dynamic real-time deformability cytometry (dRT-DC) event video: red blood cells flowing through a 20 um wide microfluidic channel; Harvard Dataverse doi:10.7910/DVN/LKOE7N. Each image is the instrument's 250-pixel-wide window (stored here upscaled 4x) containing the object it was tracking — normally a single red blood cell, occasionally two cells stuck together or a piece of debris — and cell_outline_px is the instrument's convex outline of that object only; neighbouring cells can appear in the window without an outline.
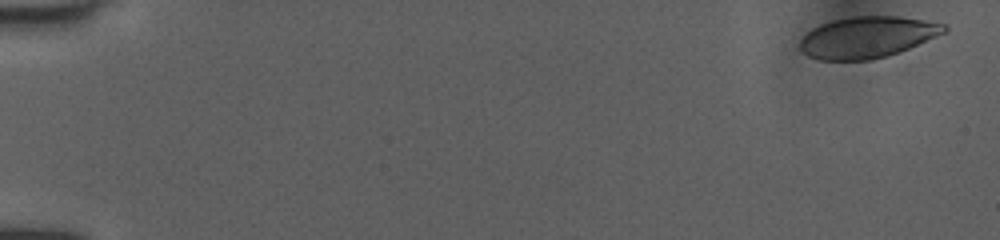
{"species": "human", "species_latin": "Homo sapiens", "temperature_condition": "room temperature", "stored_images_in_passage": 17, "camera_frame_rate_fps": 3000, "um_per_image_px": 0.085, "donor": {"sex": "female"}, "frame": {"image": 1, "passage_image": 1, "time_ms": 0.0, "image_size_px": [1000, 240], "cell_outline_px": [[948, 28], [944, 32], [936, 36], [900, 52], [888, 56], [872, 60], [820, 60], [808, 56], [800, 48], [800, 40], [812, 28], [820, 24], [852, 16], [900, 16], [948, 24]], "centroid_in_image_um": [73.74, 3.16], "position_along_channel_um": 11.3, "area_um2": 34.68}}
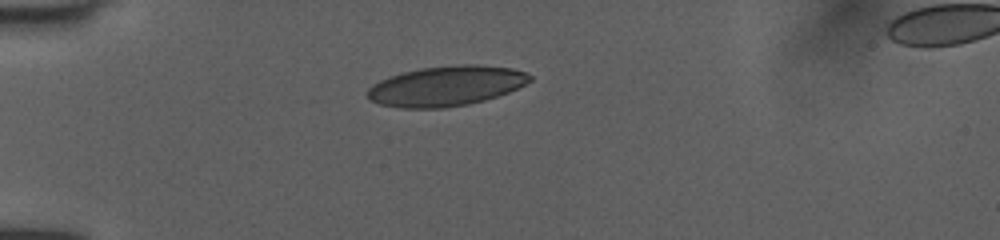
{"frame": {"image": 2, "passage_image": 12, "time_ms": 3.667, "image_size_px": [1000, 240], "cell_outline_px": [[532, 80], [508, 92], [484, 100], [468, 104], [444, 108], [400, 108], [380, 104], [372, 100], [368, 96], [368, 88], [372, 84], [388, 76], [420, 68], [460, 64], [476, 64], [512, 68], [524, 72], [532, 76]], "centroid_in_image_um": [37.91, 7.3], "position_along_channel_um": 47.1, "area_um2": 37.74}}
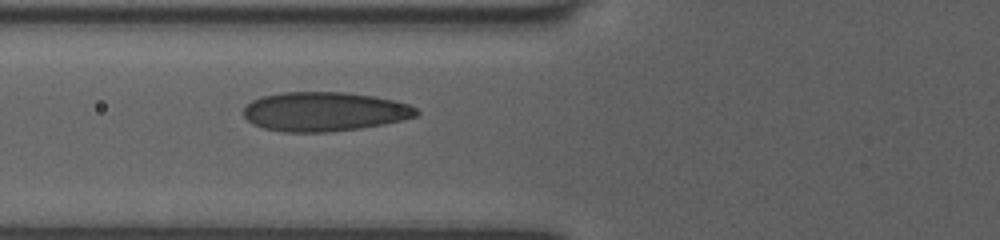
{"frame": {"image": 3, "passage_image": 17, "time_ms": 5.333, "image_size_px": [1000, 240], "cell_outline_px": [[420, 112], [416, 116], [384, 124], [360, 128], [328, 132], [284, 132], [264, 128], [252, 124], [244, 116], [244, 108], [252, 100], [260, 96], [280, 92], [344, 92], [372, 96], [396, 100], [408, 104], [416, 108]], "centroid_in_image_um": [27.56, 9.48], "position_along_channel_um": 98.2, "area_um2": 39.59}}